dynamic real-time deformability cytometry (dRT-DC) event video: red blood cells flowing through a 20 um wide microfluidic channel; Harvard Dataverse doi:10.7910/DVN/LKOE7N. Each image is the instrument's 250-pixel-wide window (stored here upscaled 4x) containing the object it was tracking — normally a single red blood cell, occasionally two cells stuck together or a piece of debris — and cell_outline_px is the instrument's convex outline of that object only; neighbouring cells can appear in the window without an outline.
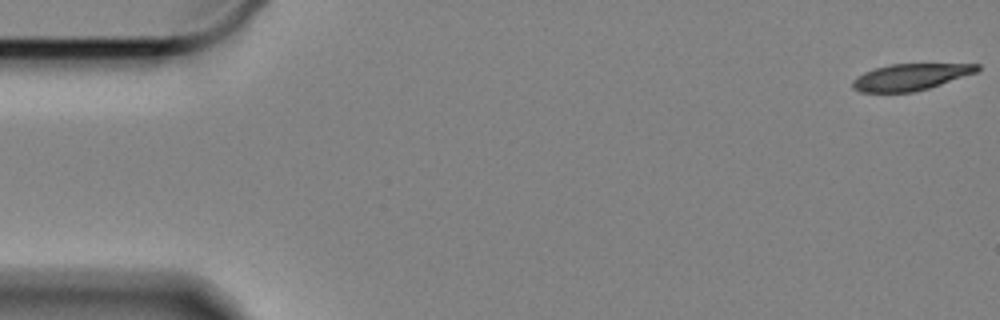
{"species": "Egyptian fruit bat (a non-hibernating species)", "species_latin": "Rousettus aegyptiacus", "temperature_condition": "cold", "stored_images_in_passage": 14, "camera_frame_rate_fps": 3000, "um_per_image_px": 0.085, "animal": {"sex": "female"}, "frame": {"image": 1, "passage_image": 1, "time_ms": 0.0, "image_size_px": [1000, 320], "cell_outline_px": [[980, 68], [976, 72], [928, 88], [912, 92], [860, 92], [852, 88], [852, 80], [856, 76], [864, 72], [876, 68], [892, 64], [980, 64]], "centroid_in_image_um": [77.34, 6.54], "position_along_channel_um": 7.7, "area_um2": 19.02}}
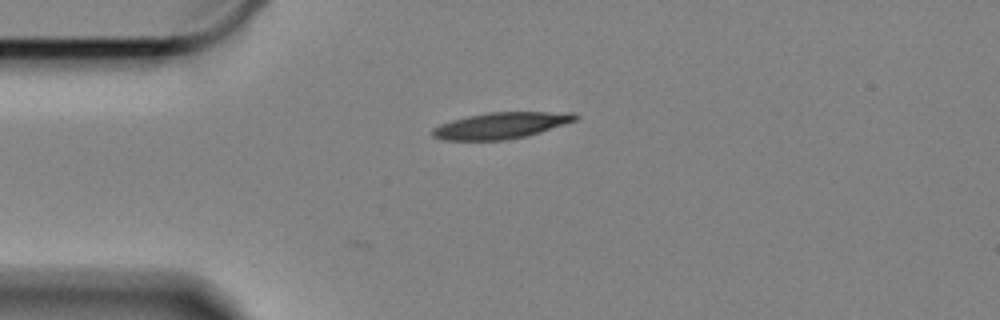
{"frame": {"image": 2, "passage_image": 14, "time_ms": 4.333, "image_size_px": [1000, 320], "cell_outline_px": [[580, 116], [576, 120], [524, 136], [504, 140], [444, 140], [432, 136], [432, 128], [440, 124], [452, 120], [468, 116], [488, 112], [576, 112]], "centroid_in_image_um": [42.56, 10.65], "position_along_channel_um": 42.4, "area_um2": 21.62}}